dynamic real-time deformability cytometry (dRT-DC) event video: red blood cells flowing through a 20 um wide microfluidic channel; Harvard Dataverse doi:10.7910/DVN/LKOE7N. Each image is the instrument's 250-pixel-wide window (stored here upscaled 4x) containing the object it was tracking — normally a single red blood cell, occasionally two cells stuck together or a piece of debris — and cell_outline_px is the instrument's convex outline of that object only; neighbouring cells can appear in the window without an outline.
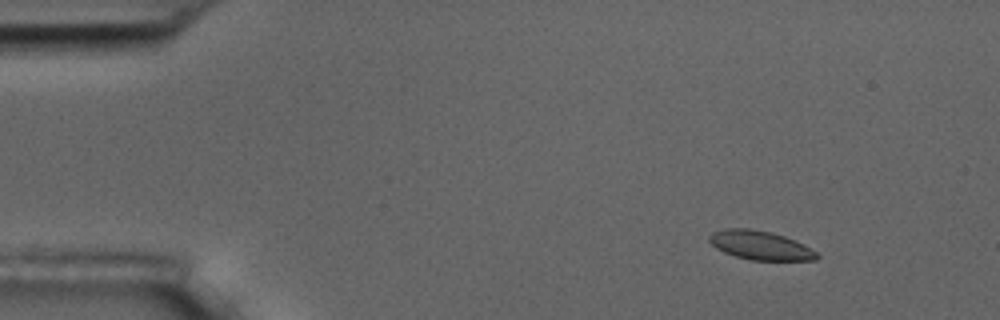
{"species": "common noctule bat (a hibernating species)", "species_latin": "Nyctalus noctula", "temperature_condition": "room temperature", "stored_images_in_passage": 4, "camera_frame_rate_fps": 3000, "um_per_image_px": 0.085, "animal": {"sex": "male", "body_mass_g": 17.5, "forearm_length_mm": 52.3}, "frame": {"image": 1, "passage_image": 1, "time_ms": 0.0, "image_size_px": [1000, 320], "cell_outline_px": [[820, 256], [816, 260], [752, 260], [736, 256], [724, 252], [716, 248], [708, 240], [708, 236], [712, 232], [724, 228], [748, 228], [772, 232], [784, 236], [816, 252]], "centroid_in_image_um": [64.56, 20.84], "position_along_channel_um": 20.4, "area_um2": 17.92}}
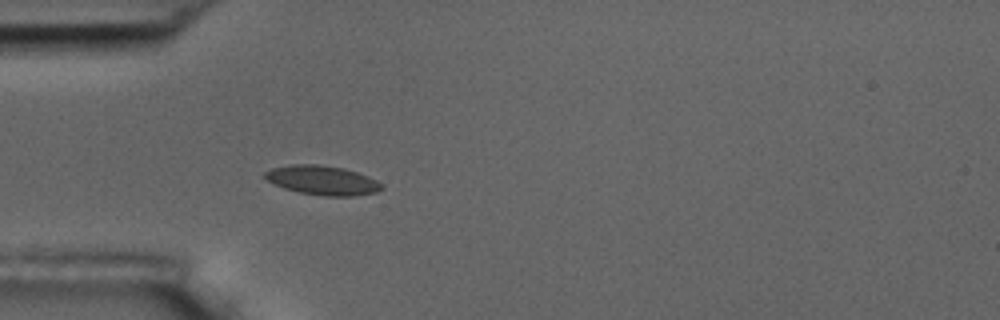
{"frame": {"image": 2, "passage_image": 4, "time_ms": 3.333, "image_size_px": [1000, 320], "cell_outline_px": [[384, 188], [376, 192], [352, 196], [324, 196], [300, 192], [284, 188], [268, 180], [264, 176], [264, 172], [272, 168], [292, 164], [316, 164], [344, 168], [368, 176], [384, 184]], "centroid_in_image_um": [27.43, 15.32], "position_along_channel_um": 57.6, "area_um2": 19.83}}